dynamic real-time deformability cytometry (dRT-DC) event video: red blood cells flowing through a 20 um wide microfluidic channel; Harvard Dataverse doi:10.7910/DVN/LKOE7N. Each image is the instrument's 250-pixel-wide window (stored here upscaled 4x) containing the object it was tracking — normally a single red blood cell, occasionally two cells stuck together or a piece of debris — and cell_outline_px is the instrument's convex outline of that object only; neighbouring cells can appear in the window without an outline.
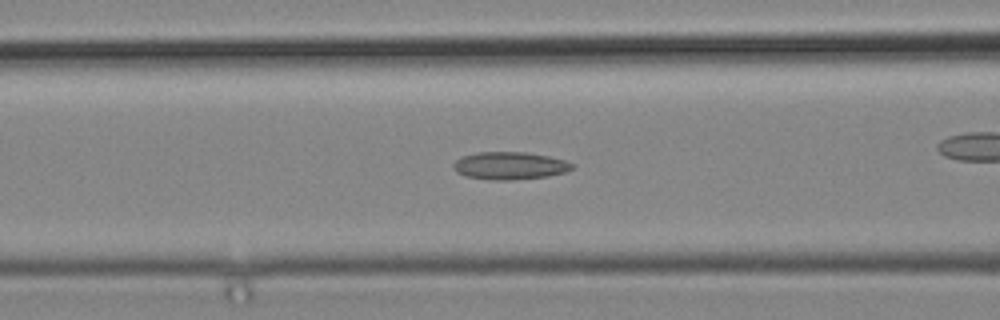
{"species": "common noctule bat (a hibernating species)", "species_latin": "Nyctalus noctula", "temperature_condition": "cold", "stored_images_in_passage": 43, "camera_frame_rate_fps": 3000, "um_per_image_px": 0.085, "animal": {"sex": "male", "body_mass_g": 19.2, "forearm_length_mm": 51.8}, "frame": {"image": 1, "passage_image": 12, "time_ms": 3.667, "image_size_px": [1000, 320], "cell_outline_px": [[576, 164], [572, 168], [564, 172], [548, 176], [508, 180], [496, 180], [468, 176], [456, 172], [452, 164], [456, 160], [464, 156], [480, 152], [524, 152], [548, 156], [564, 160]], "centroid_in_image_um": [43.35, 14.08], "position_along_channel_um": 123.3, "area_um2": 18.79}}
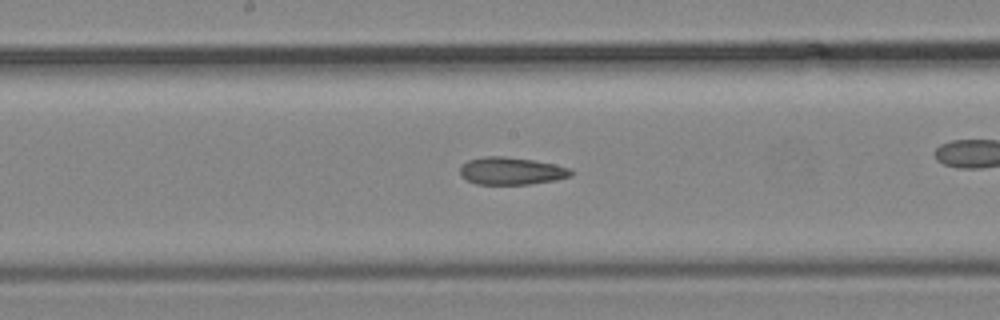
{"frame": {"image": 2, "passage_image": 18, "time_ms": 5.667, "image_size_px": [1000, 320], "cell_outline_px": [[572, 176], [556, 180], [528, 184], [476, 184], [460, 176], [460, 164], [468, 160], [484, 156], [504, 156], [532, 160], [572, 168]], "centroid_in_image_um": [43.44, 14.53], "position_along_channel_um": 204.8, "area_um2": 17.8}}
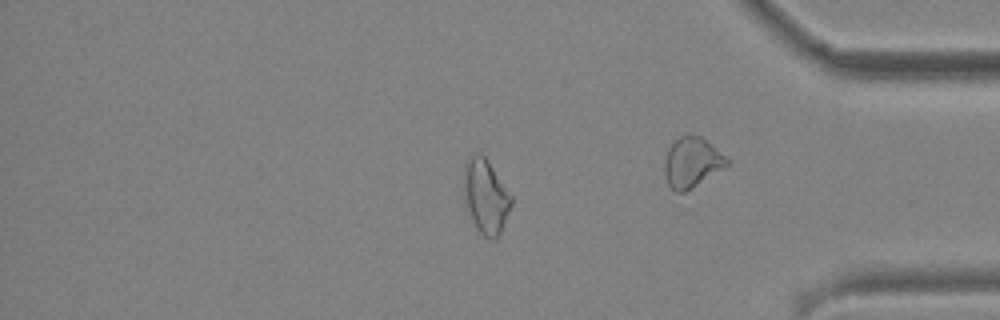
{"frame": {"image": 3, "passage_image": 34, "time_ms": 11.0, "image_size_px": [1000, 320], "cell_outline_px": [[512, 204], [500, 232], [496, 240], [492, 240], [484, 236], [480, 232], [472, 220], [464, 200], [464, 164], [468, 156], [476, 152], [480, 152], [484, 156], [512, 196]], "centroid_in_image_um": [41.27, 16.67], "position_along_channel_um": 393.9, "area_um2": 20.4}}